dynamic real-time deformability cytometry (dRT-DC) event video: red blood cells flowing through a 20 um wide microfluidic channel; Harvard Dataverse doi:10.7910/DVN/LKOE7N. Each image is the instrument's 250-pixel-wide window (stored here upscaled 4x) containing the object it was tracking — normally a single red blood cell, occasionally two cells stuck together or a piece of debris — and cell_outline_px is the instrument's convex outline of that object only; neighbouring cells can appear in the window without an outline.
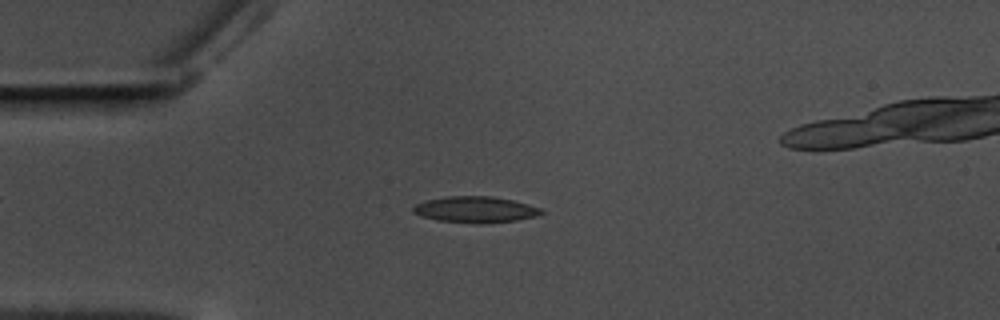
{"species": "common noctule bat (a hibernating species)", "species_latin": "Nyctalus noctula", "temperature_condition": "warm", "stored_images_in_passage": 44, "camera_frame_rate_fps": 3000, "um_per_image_px": 0.085, "animal": {"sex": "male", "body_mass_g": 17.5, "forearm_length_mm": 52.3}, "frame": {"image": 1, "passage_image": 4, "time_ms": 1.0, "image_size_px": [1000, 320], "cell_outline_px": [[544, 212], [536, 216], [516, 220], [484, 224], [476, 224], [436, 220], [420, 216], [412, 212], [412, 208], [416, 204], [424, 200], [448, 196], [492, 196], [512, 200], [528, 204], [540, 208]], "centroid_in_image_um": [40.37, 17.82], "position_along_channel_um": 44.6, "area_um2": 19.71}}
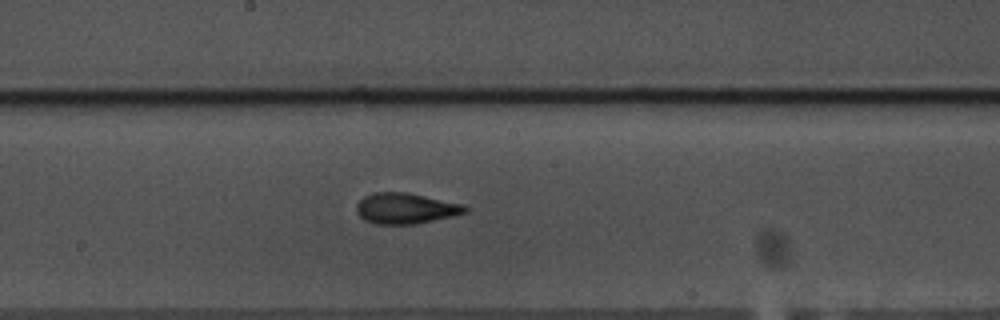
{"frame": {"image": 2, "passage_image": 20, "time_ms": 6.333, "image_size_px": [1000, 320], "cell_outline_px": [[468, 212], [452, 216], [412, 224], [376, 224], [364, 220], [356, 212], [356, 204], [364, 196], [372, 192], [408, 192], [464, 204], [468, 208]], "centroid_in_image_um": [34.46, 17.7], "position_along_channel_um": 213.7, "area_um2": 19.54}}
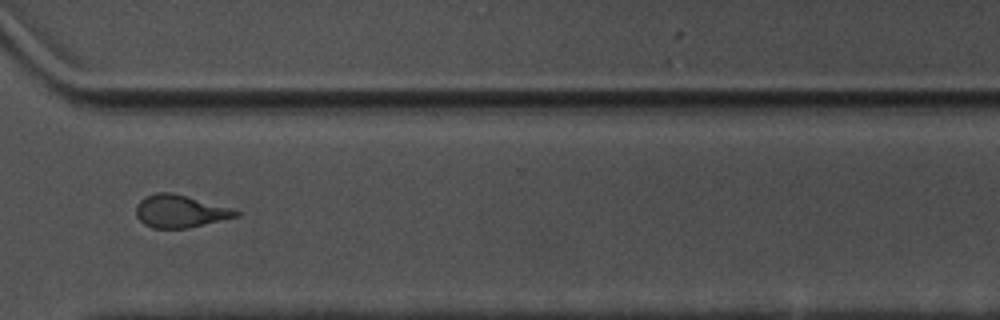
{"frame": {"image": 3, "passage_image": 32, "time_ms": 10.333, "image_size_px": [1000, 320], "cell_outline_px": [[240, 216], [188, 228], [152, 228], [144, 224], [136, 216], [136, 204], [144, 196], [156, 192], [172, 192], [232, 208], [240, 212]], "centroid_in_image_um": [15.29, 17.95], "position_along_channel_um": 355.3, "area_um2": 19.07}, "authors_computed_cell_mechanics": {"area_um2": 19.0451, "velocity_mm_per_s": 3.5364, "shape_relaxation_time_tau1_ms": 5.1289, "shape_relaxation_time_tau2_ms": 2.1378, "deformation_change_tau1": 0.1953, "deformation_change_tau2": 0.1047}}